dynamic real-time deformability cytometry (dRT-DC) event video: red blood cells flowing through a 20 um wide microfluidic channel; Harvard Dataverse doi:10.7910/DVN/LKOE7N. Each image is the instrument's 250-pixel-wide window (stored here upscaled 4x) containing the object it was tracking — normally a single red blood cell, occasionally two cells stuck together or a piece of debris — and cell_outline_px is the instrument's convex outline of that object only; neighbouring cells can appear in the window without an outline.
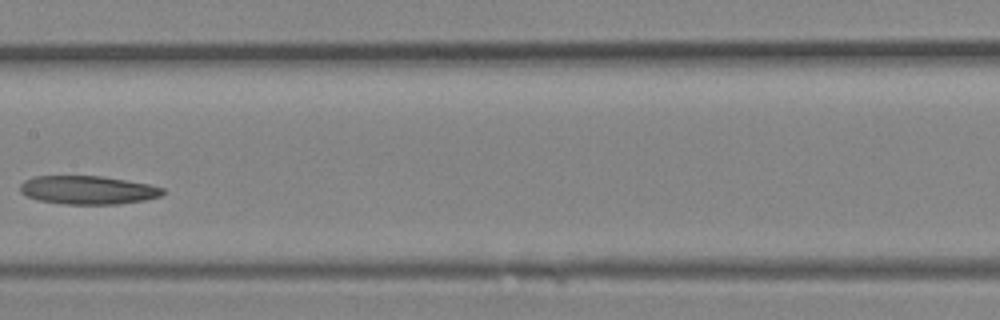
{"species": "Egyptian fruit bat (a non-hibernating species)", "species_latin": "Rousettus aegyptiacus", "temperature_condition": "room temperature", "stored_images_in_passage": 14, "camera_frame_rate_fps": 3000, "um_per_image_px": 0.085, "animal": {"sex": "female"}, "frame": {"image": 1, "passage_image": 10, "time_ms": 3.0, "image_size_px": [1000, 320], "cell_outline_px": [[164, 192], [160, 196], [144, 200], [116, 204], [64, 204], [40, 200], [28, 196], [20, 192], [20, 184], [24, 180], [32, 176], [100, 176], [148, 184], [164, 188]], "centroid_in_image_um": [7.44, 16.15], "position_along_channel_um": 200.0, "area_um2": 23.47}}